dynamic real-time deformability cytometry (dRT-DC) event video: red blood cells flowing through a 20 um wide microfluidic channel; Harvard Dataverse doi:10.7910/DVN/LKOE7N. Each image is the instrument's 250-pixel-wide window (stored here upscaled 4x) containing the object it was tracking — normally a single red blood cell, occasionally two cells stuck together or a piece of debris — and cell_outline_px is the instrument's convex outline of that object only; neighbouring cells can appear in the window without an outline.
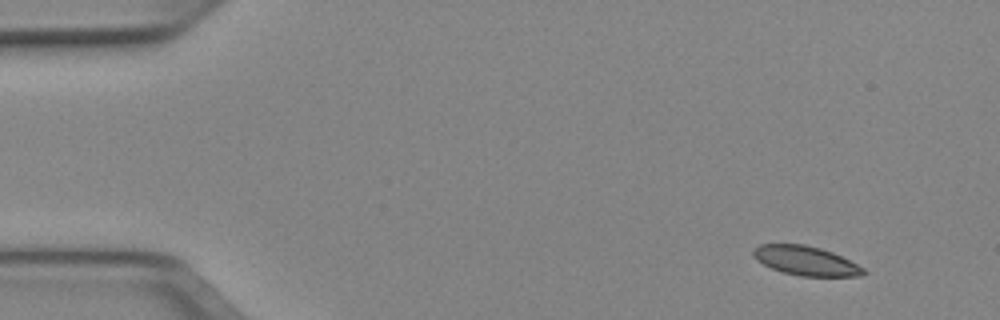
{"species": "Egyptian fruit bat (a non-hibernating species)", "species_latin": "Rousettus aegyptiacus", "temperature_condition": "cold", "stored_images_in_passage": 3, "camera_frame_rate_fps": 3000, "um_per_image_px": 0.085, "animal": {"sex": "female"}, "frame": {"image": 1, "passage_image": 1, "time_ms": 0.0, "image_size_px": [1000, 320], "cell_outline_px": [[868, 272], [864, 276], [800, 276], [784, 272], [772, 268], [756, 260], [752, 256], [752, 248], [760, 244], [804, 244], [820, 248], [832, 252], [864, 268]], "centroid_in_image_um": [68.47, 22.16], "position_along_channel_um": 16.5, "area_um2": 18.79}}